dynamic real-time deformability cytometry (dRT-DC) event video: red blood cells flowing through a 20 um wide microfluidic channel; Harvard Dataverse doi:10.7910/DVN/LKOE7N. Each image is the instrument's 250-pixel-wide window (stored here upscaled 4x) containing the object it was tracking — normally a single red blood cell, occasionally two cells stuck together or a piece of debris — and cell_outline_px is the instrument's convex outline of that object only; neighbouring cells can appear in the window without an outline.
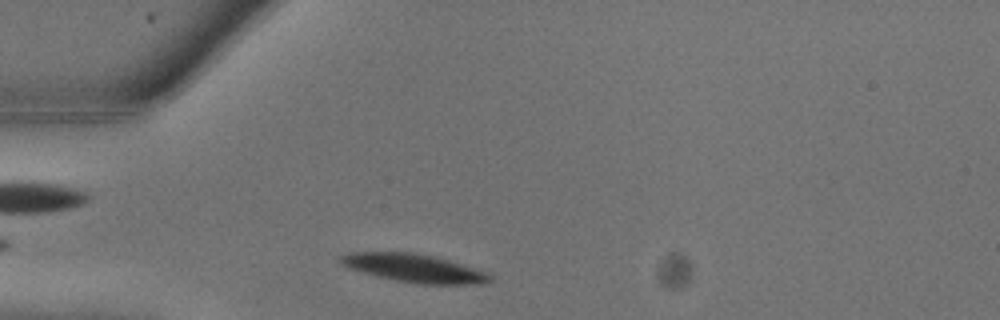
{"species": "common noctule bat (a hibernating species)", "species_latin": "Nyctalus noctula", "temperature_condition": "warm", "stored_images_in_passage": 14, "camera_frame_rate_fps": 3000, "um_per_image_px": 0.085, "animal": {"sex": "male", "body_mass_g": 13.3}, "frame": {"image": 1, "passage_image": 1, "time_ms": 0.0, "image_size_px": [1000, 320], "cell_outline_px": [[492, 280], [480, 284], [420, 284], [396, 280], [364, 272], [340, 264], [340, 256], [348, 252], [412, 252], [436, 256], [476, 268], [488, 272], [492, 276]], "centroid_in_image_um": [35.26, 22.78], "position_along_channel_um": 49.7, "area_um2": 24.45}}
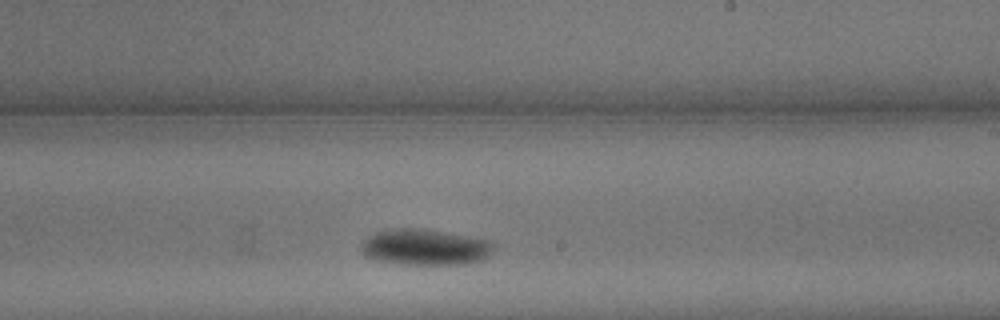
{"frame": {"image": 2, "passage_image": 9, "time_ms": 2.667, "image_size_px": [1000, 320], "cell_outline_px": [[496, 244], [488, 256], [480, 260], [468, 264], [400, 264], [376, 260], [364, 256], [360, 248], [364, 240], [368, 236], [376, 232], [392, 228], [424, 228], [492, 240]], "centroid_in_image_um": [36.14, 21.0], "position_along_channel_um": 252.9, "area_um2": 28.15}}
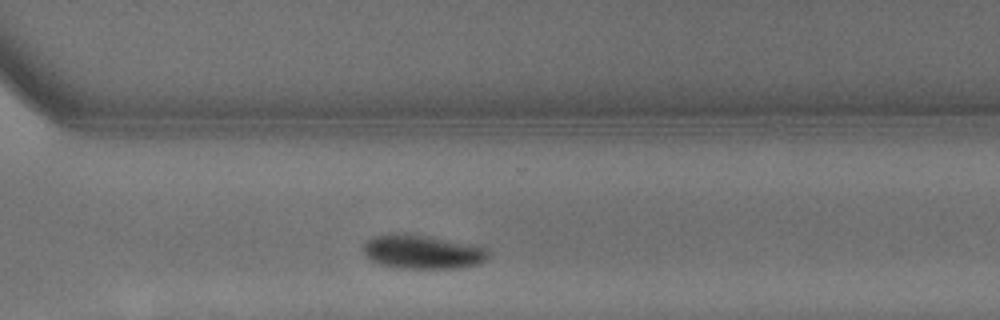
{"frame": {"image": 3, "passage_image": 12, "time_ms": 3.667, "image_size_px": [1000, 320], "cell_outline_px": [[488, 256], [480, 264], [460, 268], [400, 268], [380, 264], [364, 256], [364, 244], [372, 236], [396, 232], [428, 236], [488, 248]], "centroid_in_image_um": [35.88, 21.4], "position_along_channel_um": 334.7, "area_um2": 24.68}}